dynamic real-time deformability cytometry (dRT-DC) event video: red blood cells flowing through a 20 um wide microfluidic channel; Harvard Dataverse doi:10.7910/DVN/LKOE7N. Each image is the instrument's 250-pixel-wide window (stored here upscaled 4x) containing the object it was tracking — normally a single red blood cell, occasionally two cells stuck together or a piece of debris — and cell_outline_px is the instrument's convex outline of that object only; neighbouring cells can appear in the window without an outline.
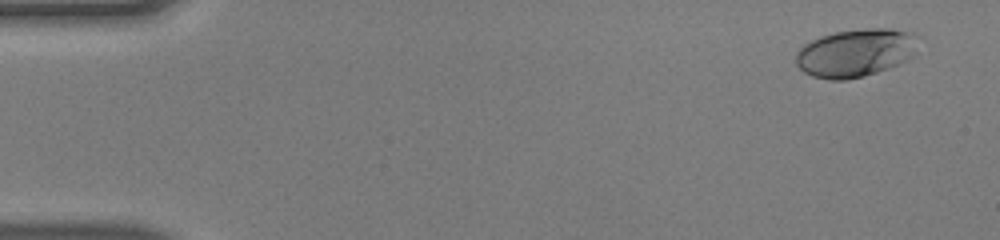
{"species": "human", "species_latin": "Homo sapiens", "temperature_condition": "warm", "stored_images_in_passage": 50, "camera_frame_rate_fps": 3000, "um_per_image_px": 0.085, "donor": {"sex": "male"}, "frame": {"image": 1, "passage_image": 3, "time_ms": 0.667, "image_size_px": [1000, 240], "cell_outline_px": [[912, 56], [908, 60], [900, 64], [864, 76], [844, 80], [828, 80], [812, 76], [804, 72], [796, 64], [796, 52], [804, 44], [820, 36], [836, 32], [868, 28], [892, 28], [904, 32], [912, 52]], "centroid_in_image_um": [72.55, 4.53], "position_along_channel_um": 12.5, "area_um2": 33.06}}
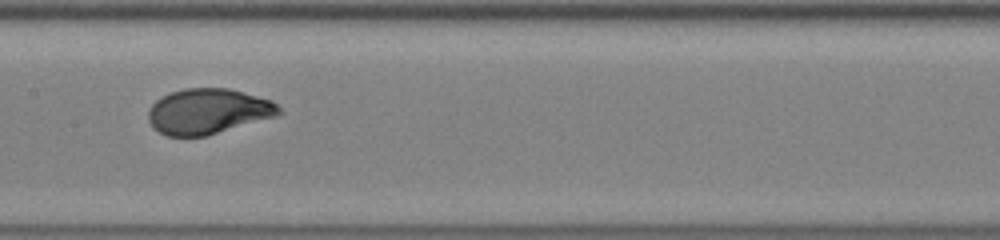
{"frame": {"image": 2, "passage_image": 26, "time_ms": 8.333, "image_size_px": [1000, 240], "cell_outline_px": [[284, 112], [276, 116], [204, 136], [168, 136], [152, 128], [148, 120], [148, 112], [152, 104], [156, 100], [172, 92], [184, 88], [228, 88], [272, 100]], "centroid_in_image_um": [17.68, 9.46], "position_along_channel_um": 189.7, "area_um2": 34.33}}
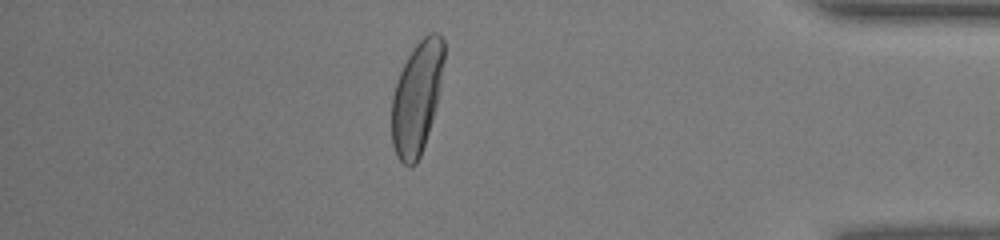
{"frame": {"image": 3, "passage_image": 44, "time_ms": 14.333, "image_size_px": [1000, 240], "cell_outline_px": [[444, 60], [440, 84], [436, 104], [432, 120], [420, 156], [416, 164], [408, 168], [396, 156], [392, 144], [392, 96], [400, 72], [408, 56], [416, 44], [428, 32], [440, 32], [444, 40]], "centroid_in_image_um": [35.43, 8.29], "position_along_channel_um": 399.8, "area_um2": 34.04}, "authors_computed_cell_mechanics": {"area_um2": 33.8419, "velocity_mm_per_s": 4.1085, "shape_relaxation_time_tau1_ms": 3.9689, "shape_relaxation_time_tau2_ms": null, "deformation_change_tau1": 0.2196, "deformation_change_tau2": null}}